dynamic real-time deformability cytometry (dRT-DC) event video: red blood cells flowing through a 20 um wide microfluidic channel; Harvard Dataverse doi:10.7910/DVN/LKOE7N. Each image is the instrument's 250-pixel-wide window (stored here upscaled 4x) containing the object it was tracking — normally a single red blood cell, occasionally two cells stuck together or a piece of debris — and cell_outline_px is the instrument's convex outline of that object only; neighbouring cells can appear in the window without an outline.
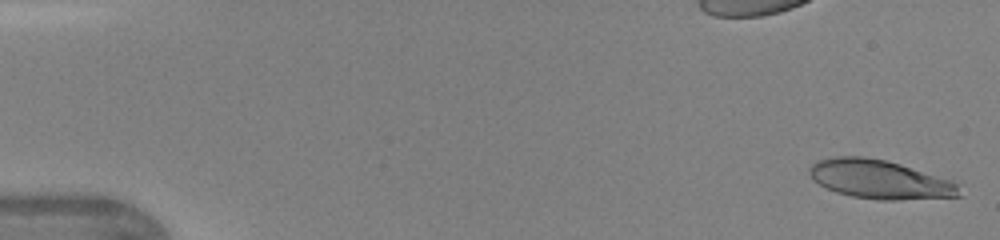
{"species": "human", "species_latin": "Homo sapiens", "temperature_condition": "warm", "stored_images_in_passage": 15, "camera_frame_rate_fps": 3000, "um_per_image_px": 0.085, "donor": {"sex": "female"}, "frame": {"image": 1, "passage_image": 1, "time_ms": 0.0, "image_size_px": [1000, 240], "cell_outline_px": [[960, 196], [900, 200], [880, 200], [852, 196], [836, 192], [812, 180], [808, 172], [808, 168], [812, 164], [820, 160], [836, 156], [864, 156], [884, 160], [900, 164], [952, 180], [956, 184]], "centroid_in_image_um": [74.74, 15.24], "position_along_channel_um": 10.3, "area_um2": 33.64}}
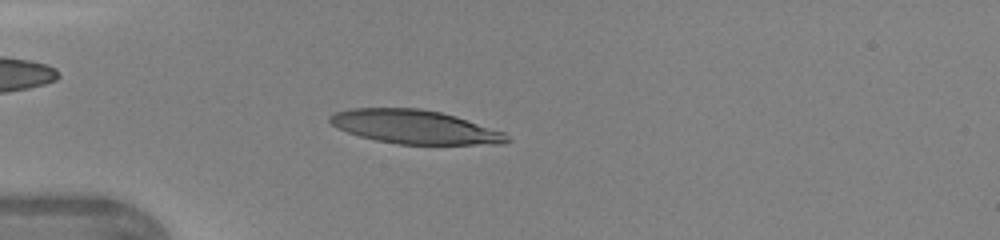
{"frame": {"image": 2, "passage_image": 12, "time_ms": 3.667, "image_size_px": [1000, 240], "cell_outline_px": [[512, 140], [504, 144], [400, 144], [376, 140], [360, 136], [336, 128], [328, 120], [328, 116], [332, 112], [352, 108], [420, 108], [440, 112], [456, 116], [504, 132]], "centroid_in_image_um": [35.24, 10.78], "position_along_channel_um": 49.8, "area_um2": 34.85}}